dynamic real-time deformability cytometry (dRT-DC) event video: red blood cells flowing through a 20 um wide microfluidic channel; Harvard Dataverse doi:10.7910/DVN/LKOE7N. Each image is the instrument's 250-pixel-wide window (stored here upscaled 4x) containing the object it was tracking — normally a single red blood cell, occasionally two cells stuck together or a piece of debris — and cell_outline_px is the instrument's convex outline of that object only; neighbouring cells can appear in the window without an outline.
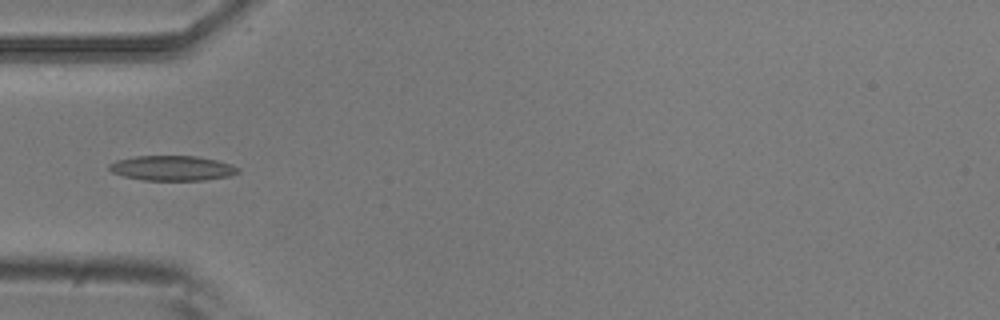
{"species": "common noctule bat (a hibernating species)", "species_latin": "Nyctalus noctula", "temperature_condition": "room temperature", "stored_images_in_passage": 5, "camera_frame_rate_fps": 3000, "um_per_image_px": 0.085, "animal": {"sex": "male", "body_mass_g": 20.5, "forearm_length_mm": 52.5}, "frame": {"image": 1, "passage_image": 4, "time_ms": 1.0, "image_size_px": [1000, 320], "cell_outline_px": [[240, 172], [228, 176], [204, 180], [144, 180], [124, 176], [112, 172], [108, 168], [108, 164], [116, 160], [136, 156], [196, 156], [216, 160], [232, 164], [240, 168]], "centroid_in_image_um": [14.64, 14.29], "position_along_channel_um": 70.4, "area_um2": 18.73}}
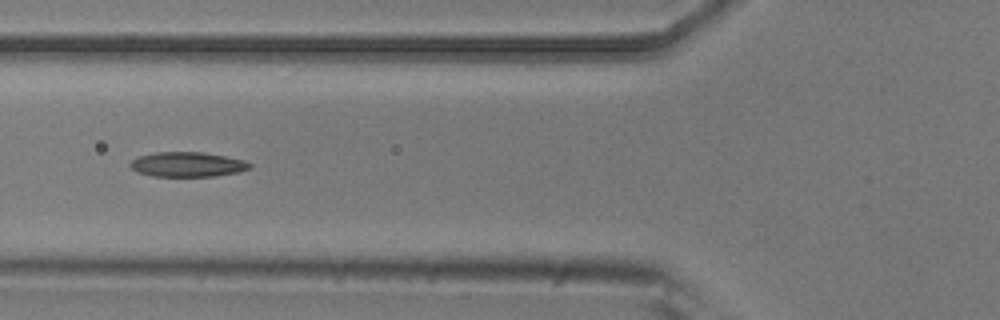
{"frame": {"image": 2, "passage_image": 5, "time_ms": 1.333, "image_size_px": [1000, 320], "cell_outline_px": [[252, 168], [240, 172], [216, 176], [152, 176], [136, 172], [128, 164], [132, 160], [140, 156], [156, 152], [200, 152], [224, 156], [244, 160], [252, 164]], "centroid_in_image_um": [15.95, 13.98], "position_along_channel_um": 109.9, "area_um2": 17.28}}